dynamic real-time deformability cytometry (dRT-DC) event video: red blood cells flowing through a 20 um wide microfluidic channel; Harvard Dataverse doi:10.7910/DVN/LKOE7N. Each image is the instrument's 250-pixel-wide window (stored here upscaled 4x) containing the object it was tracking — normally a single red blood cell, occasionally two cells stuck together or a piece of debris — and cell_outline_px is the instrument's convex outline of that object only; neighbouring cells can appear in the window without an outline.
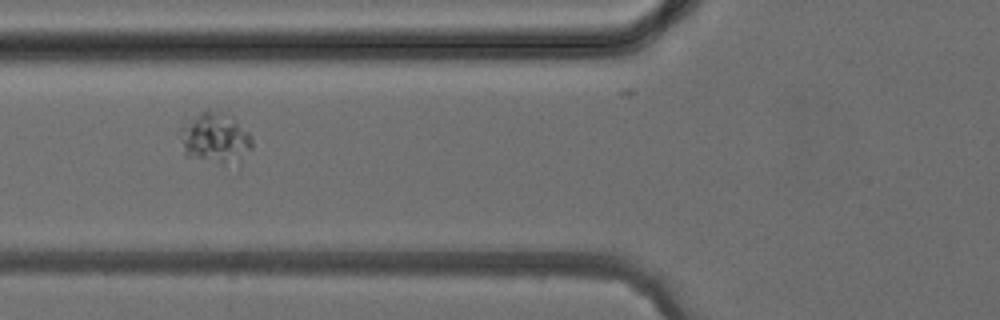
{"species": "common noctule bat (a hibernating species)", "species_latin": "Nyctalus noctula", "temperature_condition": "cold", "stored_images_in_passage": 5, "camera_frame_rate_fps": 3000, "um_per_image_px": 0.085, "animal": {"sex": "female", "body_mass_g": 24.6, "forearm_length_mm": 56.2}, "frame": {"image": 1, "passage_image": 4, "time_ms": 3.667, "image_size_px": [1000, 320], "cell_outline_px": [[252, 148], [224, 164], [184, 156], [180, 128], [180, 124], [184, 112], [204, 108], [208, 108], [220, 112], [248, 132], [252, 136]], "centroid_in_image_um": [18.09, 11.6], "position_along_channel_um": 107.7, "area_um2": 21.39}}
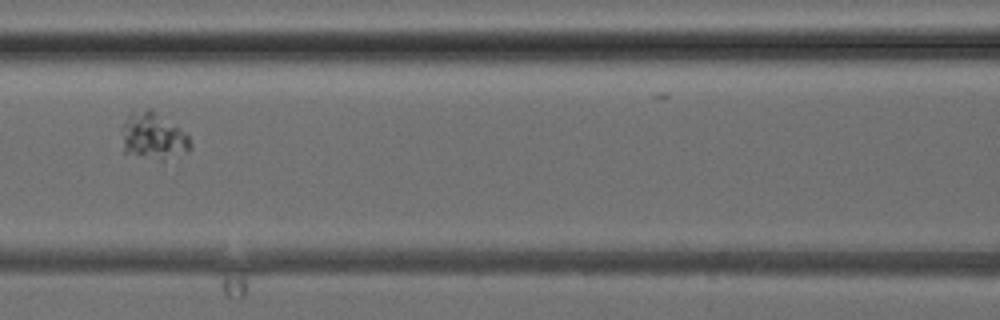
{"frame": {"image": 2, "passage_image": 5, "time_ms": 4.667, "image_size_px": [1000, 320], "cell_outline_px": [[192, 148], [188, 152], [164, 160], [160, 160], [124, 152], [124, 120], [128, 112], [148, 108], [152, 108], [180, 128], [188, 136], [192, 144]], "centroid_in_image_um": [13.07, 11.54], "position_along_channel_um": 153.5, "area_um2": 18.67}}